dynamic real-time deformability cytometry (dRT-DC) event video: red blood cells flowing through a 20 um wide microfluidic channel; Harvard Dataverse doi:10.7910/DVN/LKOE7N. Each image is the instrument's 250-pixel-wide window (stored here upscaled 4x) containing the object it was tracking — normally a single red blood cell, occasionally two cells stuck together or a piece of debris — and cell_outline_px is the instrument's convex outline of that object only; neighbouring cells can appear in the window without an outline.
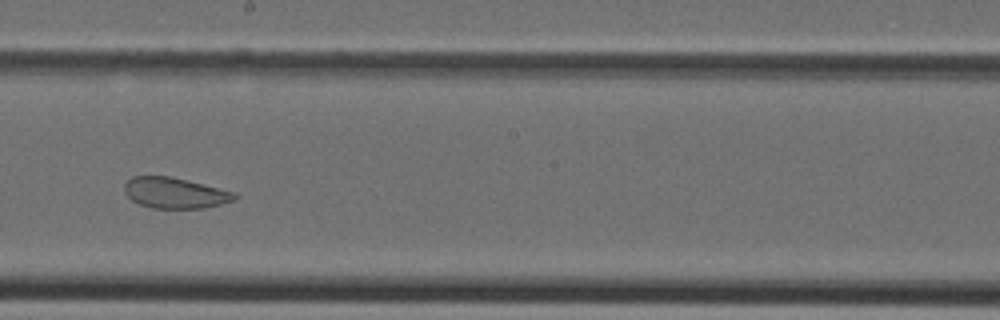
{"species": "Egyptian fruit bat (a non-hibernating species)", "species_latin": "Rousettus aegyptiacus", "temperature_condition": "cold", "stored_images_in_passage": 30, "camera_frame_rate_fps": 3000, "um_per_image_px": 0.085, "animal": {"sex": "female"}, "frame": {"image": 1, "passage_image": 13, "time_ms": 4.0, "image_size_px": [1000, 320], "cell_outline_px": [[240, 196], [236, 200], [204, 208], [152, 208], [140, 204], [132, 200], [124, 192], [124, 184], [132, 176], [172, 176], [236, 192]], "centroid_in_image_um": [14.9, 16.39], "position_along_channel_um": 233.3, "area_um2": 19.94}}